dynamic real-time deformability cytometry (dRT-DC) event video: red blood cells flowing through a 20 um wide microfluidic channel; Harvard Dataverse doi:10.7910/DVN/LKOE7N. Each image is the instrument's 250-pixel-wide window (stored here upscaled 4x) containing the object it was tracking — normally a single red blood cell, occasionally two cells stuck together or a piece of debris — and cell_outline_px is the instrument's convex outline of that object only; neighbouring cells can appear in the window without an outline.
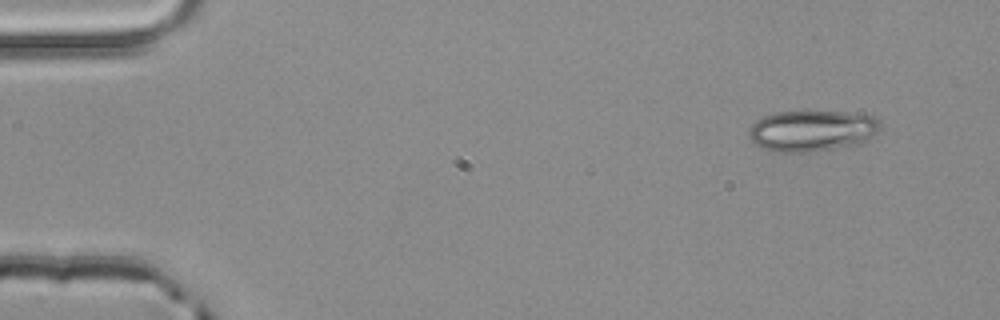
{"species": "common noctule bat (a hibernating species)", "species_latin": "Nyctalus noctula", "temperature_condition": "room temperature", "stored_images_in_passage": 3, "camera_frame_rate_fps": 3000, "um_per_image_px": 0.085, "animal": {"sex": "male", "body_mass_g": 20.4}, "frame": {"image": 1, "passage_image": 1, "time_ms": 0.0, "image_size_px": [1000, 320], "cell_outline_px": [[880, 128], [868, 140], [860, 144], [808, 152], [776, 152], [764, 148], [756, 144], [748, 136], [748, 128], [756, 120], [772, 112], [844, 112], [876, 116], [880, 120]], "centroid_in_image_um": [69.02, 11.11], "position_along_channel_um": 16.0, "area_um2": 31.5}}